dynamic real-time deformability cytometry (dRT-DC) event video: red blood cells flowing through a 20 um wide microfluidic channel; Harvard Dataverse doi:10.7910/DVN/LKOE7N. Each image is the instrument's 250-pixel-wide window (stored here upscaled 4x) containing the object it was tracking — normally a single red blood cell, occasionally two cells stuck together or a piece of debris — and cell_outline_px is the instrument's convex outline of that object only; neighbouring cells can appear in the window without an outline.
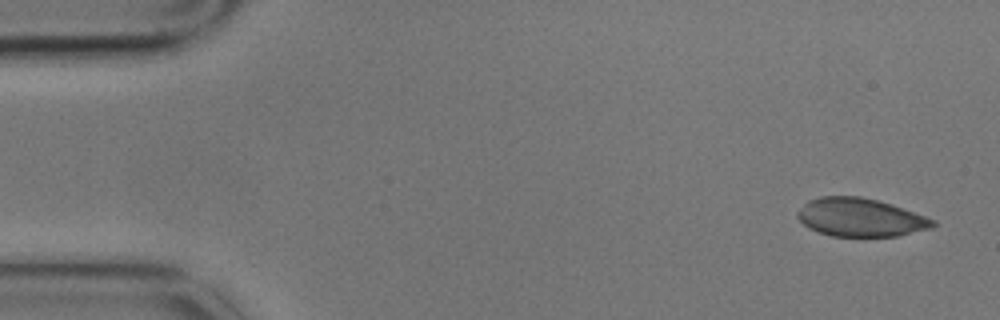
{"species": "common noctule bat (a hibernating species)", "species_latin": "Nyctalus noctula", "temperature_condition": "cold", "stored_images_in_passage": 2, "camera_frame_rate_fps": 3000, "um_per_image_px": 0.085, "animal": {"sex": "male", "body_mass_g": 17.9}, "frame": {"image": 1, "passage_image": 1, "time_ms": 0.0, "image_size_px": [1000, 320], "cell_outline_px": [[936, 224], [932, 228], [900, 236], [832, 236], [808, 228], [796, 216], [796, 212], [808, 200], [820, 196], [860, 196], [892, 204], [936, 220]], "centroid_in_image_um": [73.14, 18.48], "position_along_channel_um": 11.9, "area_um2": 30.29}}
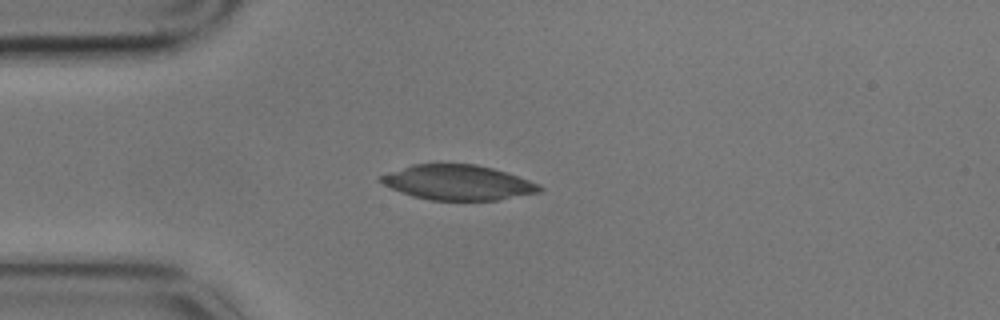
{"frame": {"image": 2, "passage_image": 2, "time_ms": 0.333, "image_size_px": [1000, 320], "cell_outline_px": [[544, 188], [540, 192], [496, 200], [432, 200], [412, 196], [392, 188], [376, 180], [380, 176], [412, 164], [476, 164], [492, 168], [540, 184]], "centroid_in_image_um": [38.92, 15.51], "position_along_channel_um": 46.1, "area_um2": 32.02}}